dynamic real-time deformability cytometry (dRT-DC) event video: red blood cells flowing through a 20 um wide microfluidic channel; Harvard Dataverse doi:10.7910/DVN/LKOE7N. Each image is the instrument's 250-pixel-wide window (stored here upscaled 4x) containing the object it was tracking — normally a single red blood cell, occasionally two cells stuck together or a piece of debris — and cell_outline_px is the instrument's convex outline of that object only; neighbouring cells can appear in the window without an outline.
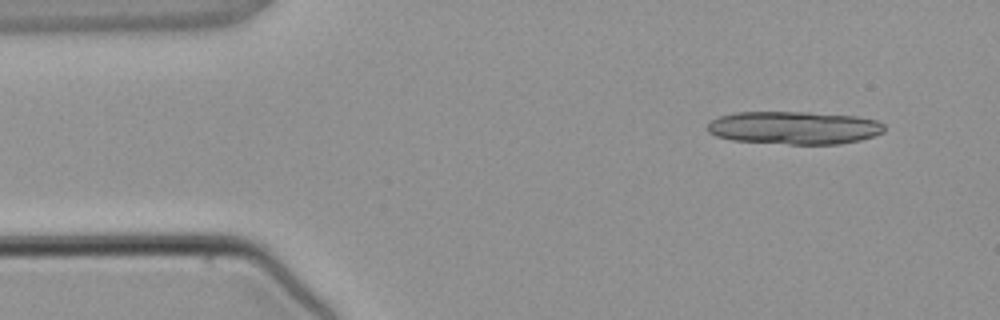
{"species": "common noctule bat (a hibernating species)", "species_latin": "Nyctalus noctula", "temperature_condition": "warm", "stored_images_in_passage": 2, "camera_frame_rate_fps": 3000, "um_per_image_px": 0.085, "animal": {"sex": "male", "body_mass_g": 21.5, "forearm_length_mm": 52.0}, "frame": {"image": 1, "passage_image": 1, "time_ms": 0.0, "image_size_px": [1000, 320], "cell_outline_px": [[884, 132], [860, 140], [840, 144], [788, 144], [732, 140], [716, 136], [708, 132], [708, 124], [712, 120], [720, 116], [736, 112], [808, 112], [856, 116], [876, 120], [884, 124]], "centroid_in_image_um": [67.51, 10.86], "position_along_channel_um": 17.5, "area_um2": 33.93}}